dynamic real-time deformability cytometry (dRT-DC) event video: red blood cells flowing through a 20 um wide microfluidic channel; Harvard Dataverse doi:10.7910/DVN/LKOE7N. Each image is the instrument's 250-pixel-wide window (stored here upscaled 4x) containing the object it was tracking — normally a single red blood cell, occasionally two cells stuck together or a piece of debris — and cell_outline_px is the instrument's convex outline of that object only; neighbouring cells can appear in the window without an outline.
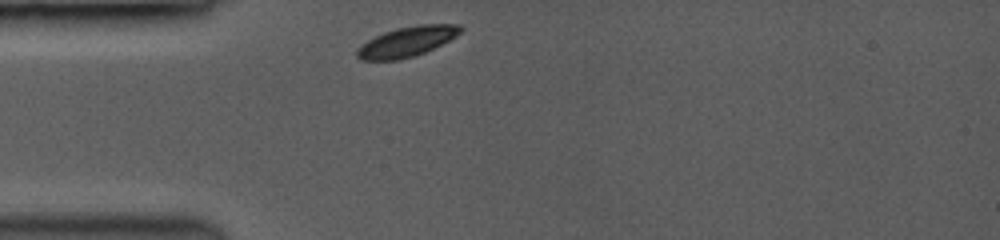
{"species": "common noctule bat (a hibernating species)", "species_latin": "Nyctalus noctula", "temperature_condition": "room temperature", "stored_images_in_passage": 26, "camera_frame_rate_fps": 3500, "um_per_image_px": 0.085, "animal": {"sex": "female", "body_mass_g": 19.0, "forearm_length_mm": 53.3}, "frame": {"image": 1, "passage_image": 1, "time_ms": 0.0, "image_size_px": [1000, 240], "cell_outline_px": [[464, 28], [456, 36], [424, 52], [412, 56], [396, 60], [360, 60], [356, 56], [356, 48], [360, 44], [384, 32], [396, 28], [420, 24], [460, 24]], "centroid_in_image_um": [34.55, 3.53], "position_along_channel_um": 50.5, "area_um2": 17.98}}
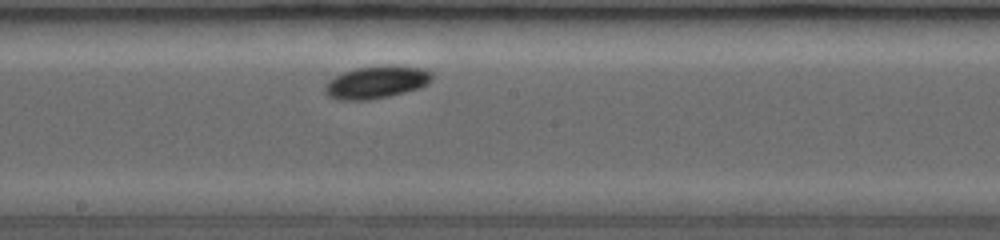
{"frame": {"image": 2, "passage_image": 16, "time_ms": 4.286, "image_size_px": [1000, 240], "cell_outline_px": [[432, 80], [428, 84], [416, 88], [384, 96], [360, 100], [344, 100], [328, 96], [324, 88], [324, 84], [328, 80], [344, 72], [356, 68], [424, 68], [432, 72]], "centroid_in_image_um": [31.94, 7.01], "position_along_channel_um": 216.3, "area_um2": 18.96}}
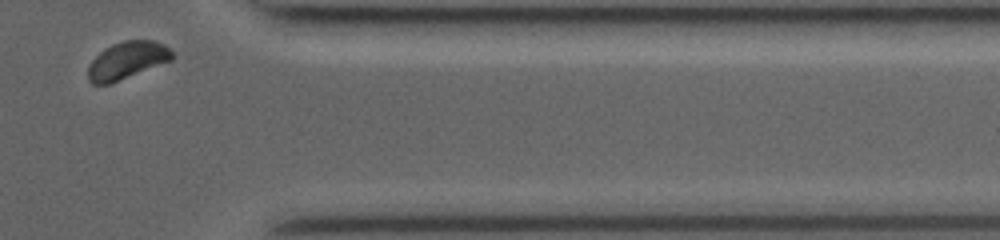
{"frame": {"image": 3, "passage_image": 26, "time_ms": 7.143, "image_size_px": [1000, 240], "cell_outline_px": [[172, 60], [112, 84], [92, 84], [88, 80], [88, 68], [92, 60], [100, 52], [112, 44], [124, 40], [152, 40], [168, 48], [172, 52]], "centroid_in_image_um": [10.77, 5.15], "position_along_channel_um": 400.6, "area_um2": 18.21}, "authors_computed_cell_mechanics": {"area_um2": 18.8428, "velocity_mm_per_s": 3.876, "shape_relaxation_time_tau1_ms": 2.2555, "shape_relaxation_time_tau2_ms": null, "deformation_change_tau1": 0.0677, "deformation_change_tau2": null}}